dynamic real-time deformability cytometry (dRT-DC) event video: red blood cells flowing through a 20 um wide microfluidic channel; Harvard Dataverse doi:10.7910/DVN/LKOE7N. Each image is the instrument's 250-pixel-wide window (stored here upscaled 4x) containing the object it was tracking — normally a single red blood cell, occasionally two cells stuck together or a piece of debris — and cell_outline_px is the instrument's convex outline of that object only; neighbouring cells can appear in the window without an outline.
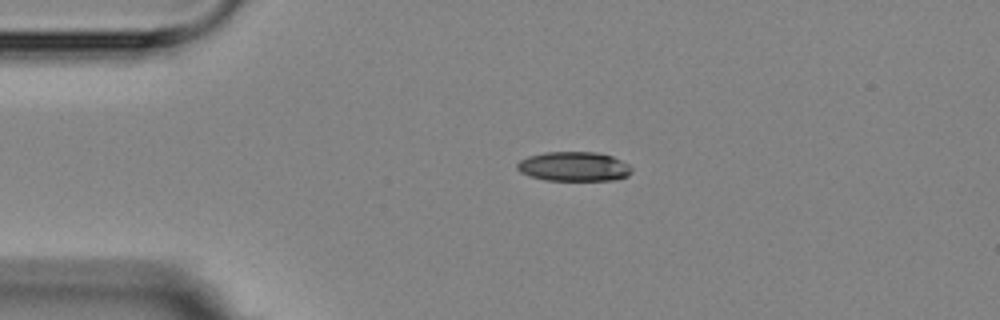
{"species": "Egyptian fruit bat (a non-hibernating species)", "species_latin": "Rousettus aegyptiacus", "temperature_condition": "room temperature", "stored_images_in_passage": 5, "camera_frame_rate_fps": 3000, "um_per_image_px": 0.085, "animal": {"sex": "female"}, "frame": {"image": 1, "passage_image": 4, "time_ms": 3.333, "image_size_px": [1000, 320], "cell_outline_px": [[632, 172], [628, 176], [616, 180], [544, 180], [528, 176], [520, 172], [516, 168], [516, 164], [520, 160], [528, 156], [544, 152], [596, 152], [612, 156], [628, 164], [632, 168]], "centroid_in_image_um": [48.76, 14.16], "position_along_channel_um": 36.2, "area_um2": 19.83}}